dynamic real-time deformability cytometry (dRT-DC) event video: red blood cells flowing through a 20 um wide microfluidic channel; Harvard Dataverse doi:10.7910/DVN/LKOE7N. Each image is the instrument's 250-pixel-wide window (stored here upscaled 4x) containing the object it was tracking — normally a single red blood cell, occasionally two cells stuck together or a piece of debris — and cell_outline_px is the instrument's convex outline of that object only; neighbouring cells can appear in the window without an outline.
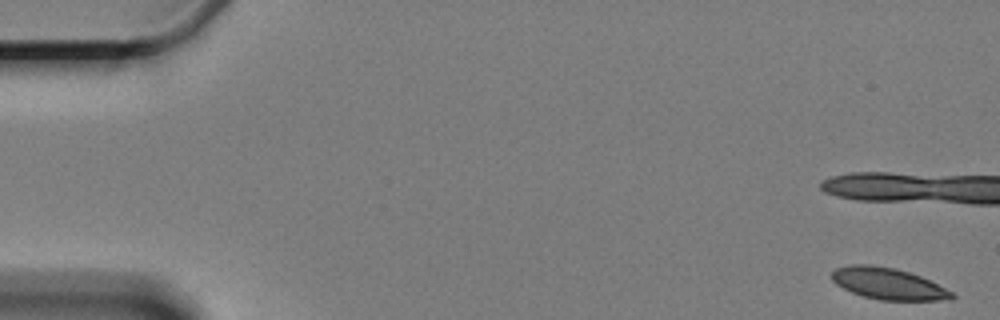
{"species": "Egyptian fruit bat (a non-hibernating species)", "species_latin": "Rousettus aegyptiacus", "temperature_condition": "cold", "stored_images_in_passage": 8, "camera_frame_rate_fps": 3000, "um_per_image_px": 0.085, "animal": {"sex": "female"}, "frame": {"image": 1, "passage_image": 1, "time_ms": 0.0, "image_size_px": [1000, 320], "cell_outline_px": [[956, 296], [952, 300], [880, 300], [864, 296], [852, 292], [836, 284], [832, 280], [832, 272], [836, 268], [848, 264], [868, 264], [896, 268], [920, 276], [952, 292]], "centroid_in_image_um": [75.48, 24.1], "position_along_channel_um": 9.5, "area_um2": 21.91}}